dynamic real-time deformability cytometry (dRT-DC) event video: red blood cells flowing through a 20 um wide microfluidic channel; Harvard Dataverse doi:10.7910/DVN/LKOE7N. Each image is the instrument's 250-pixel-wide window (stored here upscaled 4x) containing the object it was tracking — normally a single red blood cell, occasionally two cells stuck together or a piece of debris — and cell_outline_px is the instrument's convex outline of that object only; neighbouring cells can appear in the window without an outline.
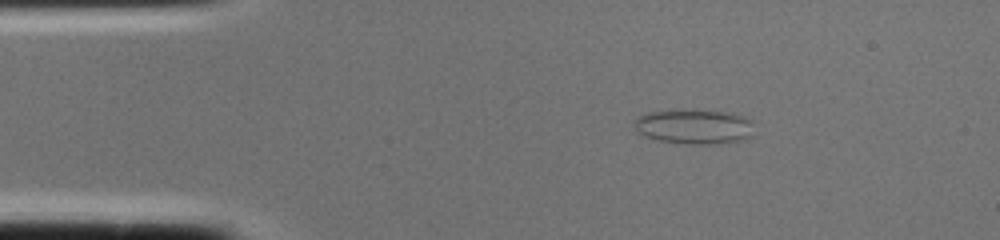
{"species": "common noctule bat (a hibernating species)", "species_latin": "Nyctalus noctula", "temperature_condition": "cold", "stored_images_in_passage": 2, "segment_of_instrument_passage": [1, 2], "camera_frame_rate_fps": 3000, "um_per_image_px": 0.085, "animal": {"sex": "female", "body_mass_g": 22.0, "forearm_length_mm": 56.7}, "frame": {"image": 1, "passage_image": 1, "time_ms": 0.0, "image_size_px": [1000, 240], "cell_outline_px": [[752, 136], [740, 140], [712, 144], [688, 144], [656, 140], [644, 136], [636, 132], [632, 124], [636, 116], [644, 112], [680, 108], [692, 108], [728, 112], [752, 120]], "centroid_in_image_um": [58.9, 10.72], "position_along_channel_um": 26.1, "area_um2": 25.14}}